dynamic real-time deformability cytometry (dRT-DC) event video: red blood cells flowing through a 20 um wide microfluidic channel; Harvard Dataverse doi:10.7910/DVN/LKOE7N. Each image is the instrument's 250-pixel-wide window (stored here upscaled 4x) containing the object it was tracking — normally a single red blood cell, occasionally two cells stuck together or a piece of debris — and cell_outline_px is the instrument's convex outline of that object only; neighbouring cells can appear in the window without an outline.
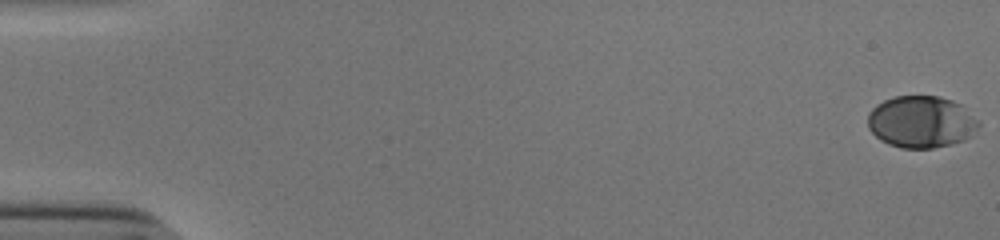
{"species": "human", "species_latin": "Homo sapiens", "temperature_condition": "cold", "stored_images_in_passage": 55, "camera_frame_rate_fps": 3000, "um_per_image_px": 0.085, "donor": {"sex": "male"}, "frame": {"image": 1, "passage_image": 1, "time_ms": 0.0, "image_size_px": [1000, 240], "cell_outline_px": [[980, 124], [972, 136], [964, 140], [952, 144], [932, 148], [900, 148], [888, 144], [880, 140], [868, 128], [868, 112], [876, 104], [884, 100], [896, 96], [940, 96], [964, 104], [980, 120]], "centroid_in_image_um": [78.34, 10.35], "position_along_channel_um": 6.7, "area_um2": 34.16}}
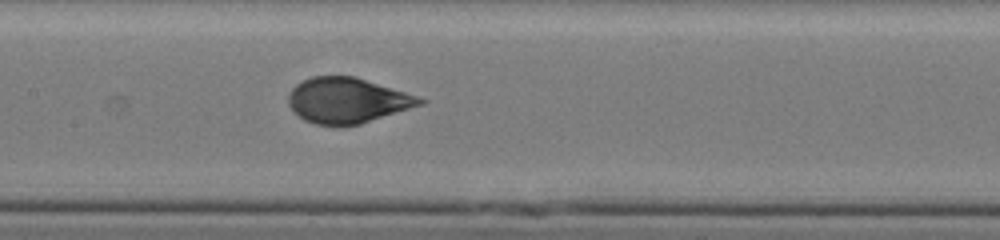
{"frame": {"image": 2, "passage_image": 28, "time_ms": 9.0, "image_size_px": [1000, 240], "cell_outline_px": [[428, 100], [424, 104], [360, 124], [340, 128], [316, 124], [304, 120], [292, 112], [288, 104], [288, 96], [292, 88], [296, 84], [312, 76], [352, 76], [404, 92]], "centroid_in_image_um": [29.47, 8.57], "position_along_channel_um": 177.9, "area_um2": 34.91}}
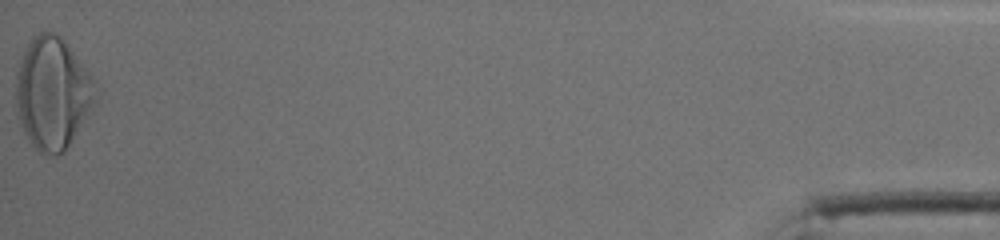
{"frame": {"image": 3, "passage_image": 55, "time_ms": 18.0, "image_size_px": [1000, 240], "cell_outline_px": [[100, 92], [96, 104], [64, 152], [56, 156], [44, 156], [32, 144], [24, 132], [16, 112], [16, 72], [20, 56], [32, 36], [40, 32], [56, 32], [60, 36], [96, 80]], "centroid_in_image_um": [4.49, 7.93], "position_along_channel_um": 430.7, "area_um2": 52.83}, "authors_computed_cell_mechanics": {"area_um2": 35.0268, "velocity_mm_per_s": 3.8384, "shape_relaxation_time_tau1_ms": 4.1536, "shape_relaxation_time_tau2_ms": null, "deformation_change_tau1": 0.1817, "deformation_change_tau2": null}}